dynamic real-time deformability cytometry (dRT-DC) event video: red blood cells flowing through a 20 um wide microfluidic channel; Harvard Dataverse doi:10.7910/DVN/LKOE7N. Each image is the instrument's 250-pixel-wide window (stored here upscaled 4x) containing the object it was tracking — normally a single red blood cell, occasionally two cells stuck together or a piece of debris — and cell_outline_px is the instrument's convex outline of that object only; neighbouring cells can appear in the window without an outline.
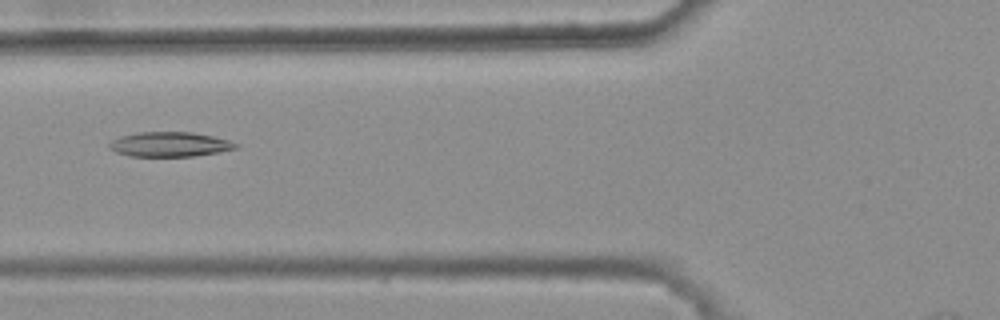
{"species": "common noctule bat (a hibernating species)", "species_latin": "Nyctalus noctula", "temperature_condition": "warm", "stored_images_in_passage": 35, "camera_frame_rate_fps": 3000, "um_per_image_px": 0.085, "animal": {"sex": "female", "body_mass_g": 25.1}, "frame": {"image": 1, "passage_image": 7, "time_ms": 2.0, "image_size_px": [1000, 320], "cell_outline_px": [[240, 148], [220, 152], [192, 156], [128, 156], [116, 152], [108, 148], [108, 144], [112, 140], [120, 136], [136, 132], [192, 132], [212, 136], [228, 140], [240, 144]], "centroid_in_image_um": [14.43, 12.27], "position_along_channel_um": 111.4, "area_um2": 18.38}}
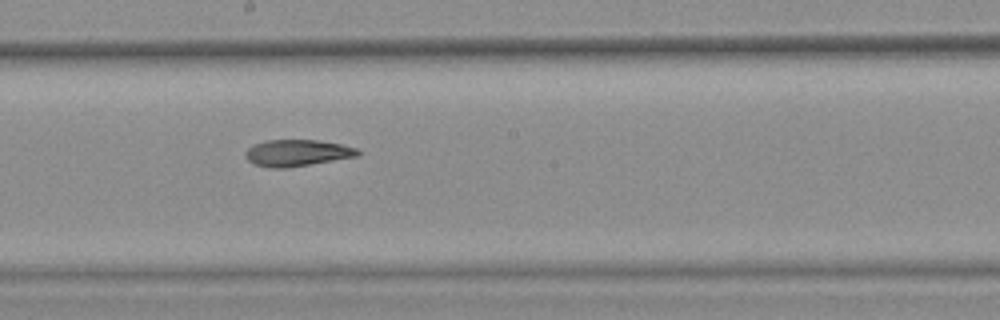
{"frame": {"image": 2, "passage_image": 16, "time_ms": 5.0, "image_size_px": [1000, 320], "cell_outline_px": [[360, 156], [284, 168], [268, 168], [252, 164], [244, 156], [244, 152], [252, 144], [268, 140], [316, 140], [340, 144], [356, 148], [360, 152]], "centroid_in_image_um": [25.2, 13.0], "position_along_channel_um": 223.0, "area_um2": 17.46}}
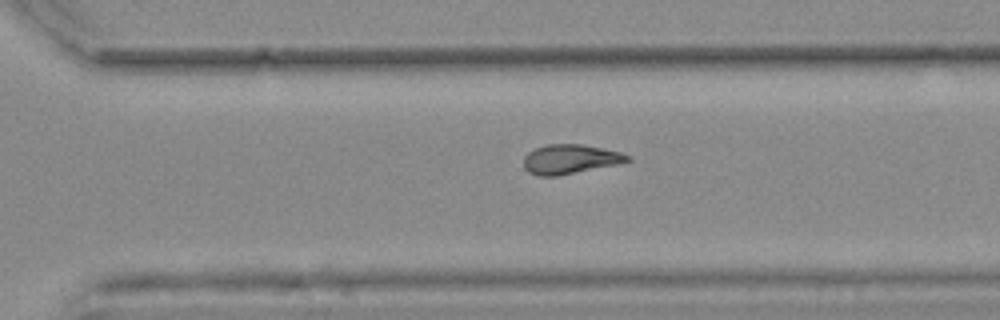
{"frame": {"image": 3, "passage_image": 24, "time_ms": 7.667, "image_size_px": [1000, 320], "cell_outline_px": [[632, 160], [620, 164], [556, 176], [540, 176], [528, 172], [524, 168], [524, 156], [528, 152], [536, 148], [548, 144], [580, 144], [620, 152], [632, 156]], "centroid_in_image_um": [48.48, 13.53], "position_along_channel_um": 322.1, "area_um2": 17.8}, "authors_computed_cell_mechanics": {"area_um2": 17.8024, "velocity_mm_per_s": 3.7195, "shape_relaxation_time_tau1_ms": null, "shape_relaxation_time_tau2_ms": 5.2255, "deformation_change_tau1": null, "deformation_change_tau2": 0.141}}